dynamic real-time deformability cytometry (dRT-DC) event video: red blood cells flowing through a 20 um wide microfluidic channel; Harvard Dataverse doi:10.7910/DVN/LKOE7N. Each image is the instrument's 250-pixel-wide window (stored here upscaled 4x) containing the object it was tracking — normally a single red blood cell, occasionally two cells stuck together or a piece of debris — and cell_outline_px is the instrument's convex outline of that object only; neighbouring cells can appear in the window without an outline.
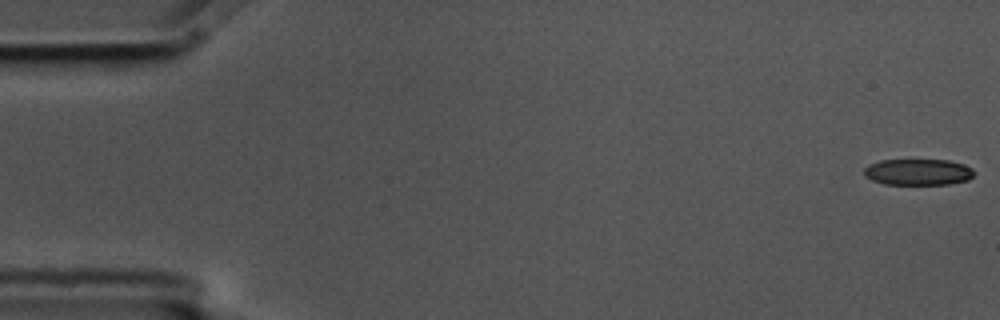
{"species": "common noctule bat (a hibernating species)", "species_latin": "Nyctalus noctula", "temperature_condition": "cold", "stored_images_in_passage": 9, "camera_frame_rate_fps": 3000, "um_per_image_px": 0.085, "animal": {"sex": "male", "body_mass_g": 17.5, "forearm_length_mm": 52.3}, "frame": {"image": 1, "passage_image": 1, "time_ms": 0.0, "image_size_px": [1000, 320], "cell_outline_px": [[976, 172], [968, 180], [948, 184], [884, 184], [872, 180], [864, 176], [864, 168], [868, 164], [880, 160], [948, 160], [964, 164], [972, 168]], "centroid_in_image_um": [78.03, 14.62], "position_along_channel_um": 7.0, "area_um2": 16.94}}
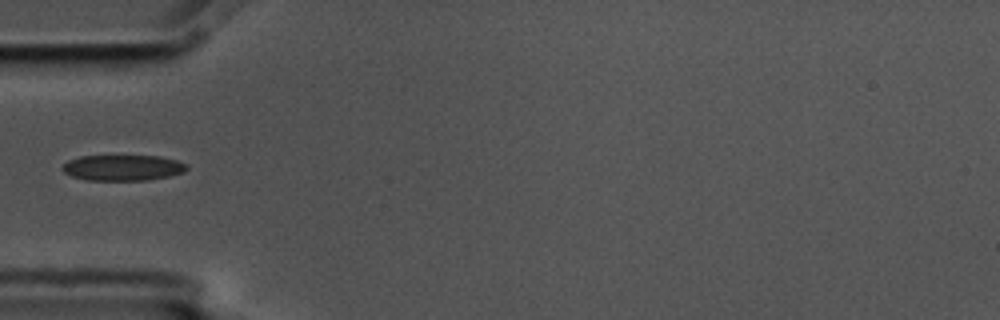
{"frame": {"image": 2, "passage_image": 6, "time_ms": 1.667, "image_size_px": [1000, 320], "cell_outline_px": [[188, 168], [184, 172], [168, 176], [148, 180], [88, 180], [72, 176], [64, 172], [60, 168], [68, 160], [80, 156], [160, 156], [176, 160], [184, 164]], "centroid_in_image_um": [10.41, 14.25], "position_along_channel_um": 74.6, "area_um2": 18.55}}